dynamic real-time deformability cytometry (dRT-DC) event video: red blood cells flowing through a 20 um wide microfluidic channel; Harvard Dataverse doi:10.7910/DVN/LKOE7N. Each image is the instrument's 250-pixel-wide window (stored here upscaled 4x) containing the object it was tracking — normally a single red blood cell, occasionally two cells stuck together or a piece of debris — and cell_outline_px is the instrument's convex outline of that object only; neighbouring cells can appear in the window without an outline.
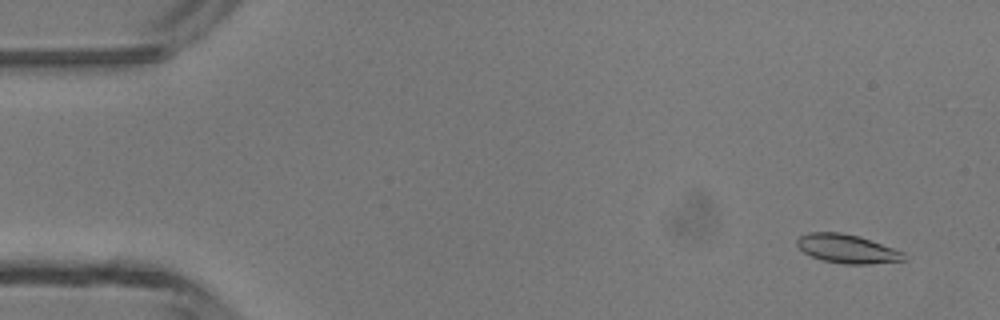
{"species": "common noctule bat (a hibernating species)", "species_latin": "Nyctalus noctula", "temperature_condition": "room temperature", "stored_images_in_passage": 5, "camera_frame_rate_fps": 3000, "um_per_image_px": 0.085, "animal": {"sex": "male", "body_mass_g": 13.3}, "frame": {"image": 1, "passage_image": 2, "time_ms": 1.0, "image_size_px": [1000, 320], "cell_outline_px": [[904, 260], [868, 264], [844, 264], [824, 260], [812, 256], [804, 252], [796, 244], [796, 240], [800, 236], [808, 232], [840, 232], [860, 236], [904, 252]], "centroid_in_image_um": [71.98, 21.13], "position_along_channel_um": 13.0, "area_um2": 17.74}}